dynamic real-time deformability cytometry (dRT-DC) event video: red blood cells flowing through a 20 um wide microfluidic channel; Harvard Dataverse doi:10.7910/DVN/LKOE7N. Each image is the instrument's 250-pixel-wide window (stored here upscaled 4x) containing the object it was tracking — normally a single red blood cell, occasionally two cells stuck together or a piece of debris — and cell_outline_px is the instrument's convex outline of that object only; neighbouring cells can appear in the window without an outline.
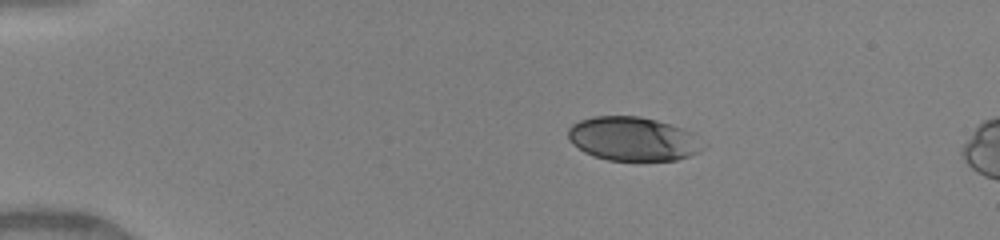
{"species": "human", "species_latin": "Homo sapiens", "temperature_condition": "warm", "stored_images_in_passage": 6, "camera_frame_rate_fps": 3000, "um_per_image_px": 0.085, "donor": {"sex": "female"}, "frame": {"image": 1, "passage_image": 1, "time_ms": 0.0, "image_size_px": [1000, 240], "cell_outline_px": [[708, 144], [696, 152], [688, 156], [676, 160], [608, 160], [592, 156], [584, 152], [572, 144], [568, 136], [568, 128], [572, 124], [580, 120], [592, 116], [640, 116], [656, 120], [692, 132], [700, 136]], "centroid_in_image_um": [53.81, 11.8], "position_along_channel_um": 31.2, "area_um2": 34.68}}